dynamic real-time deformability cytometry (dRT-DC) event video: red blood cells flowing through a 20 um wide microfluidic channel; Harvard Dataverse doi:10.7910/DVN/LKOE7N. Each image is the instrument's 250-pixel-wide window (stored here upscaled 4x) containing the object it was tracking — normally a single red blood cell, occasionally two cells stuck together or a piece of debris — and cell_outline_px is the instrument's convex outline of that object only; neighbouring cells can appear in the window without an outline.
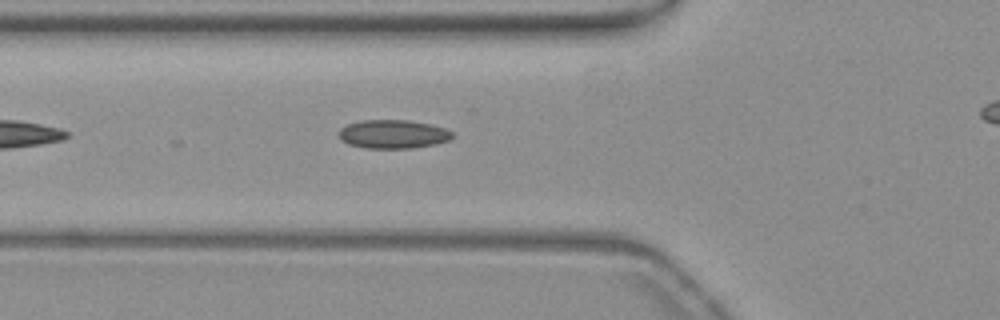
{"species": "common noctule bat (a hibernating species)", "species_latin": "Nyctalus noctula", "temperature_condition": "warm", "stored_images_in_passage": 22, "camera_frame_rate_fps": 3000, "um_per_image_px": 0.085, "animal": {"sex": "female", "body_mass_g": 19.3, "forearm_length_mm": 54.1}, "frame": {"image": 1, "passage_image": 5, "time_ms": 1.333, "image_size_px": [1000, 320], "cell_outline_px": [[452, 136], [448, 140], [436, 144], [412, 148], [364, 148], [348, 144], [340, 140], [336, 132], [340, 128], [348, 124], [360, 120], [408, 120], [432, 124], [444, 128], [452, 132]], "centroid_in_image_um": [33.35, 11.4], "position_along_channel_um": 92.4, "area_um2": 19.13}}
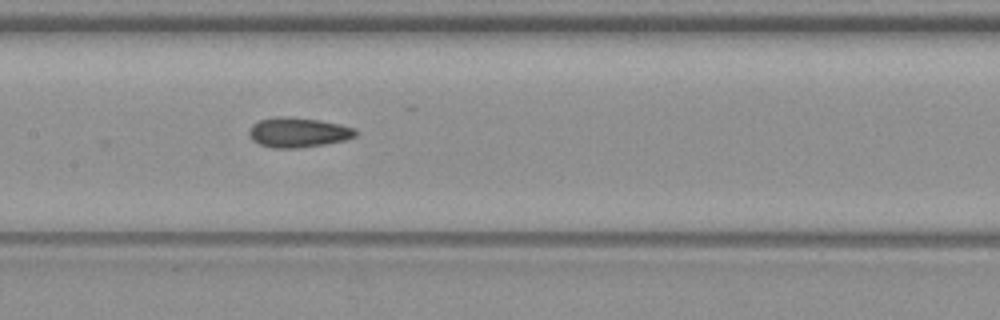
{"frame": {"image": 2, "passage_image": 12, "time_ms": 3.667, "image_size_px": [1000, 320], "cell_outline_px": [[356, 136], [344, 140], [324, 144], [296, 148], [272, 148], [260, 144], [252, 140], [248, 132], [252, 124], [260, 120], [276, 116], [288, 116], [320, 120], [340, 124], [356, 128]], "centroid_in_image_um": [25.33, 11.24], "position_along_channel_um": 182.1, "area_um2": 18.55}}
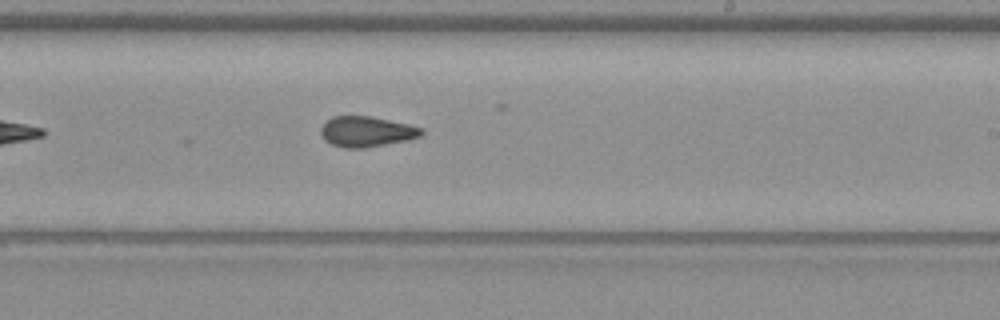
{"frame": {"image": 3, "passage_image": 18, "time_ms": 5.667, "image_size_px": [1000, 320], "cell_outline_px": [[424, 132], [420, 136], [408, 140], [368, 148], [344, 148], [332, 144], [324, 140], [320, 132], [320, 128], [332, 116], [368, 116], [408, 124], [424, 128]], "centroid_in_image_um": [31.16, 11.2], "position_along_channel_um": 257.8, "area_um2": 17.92}}